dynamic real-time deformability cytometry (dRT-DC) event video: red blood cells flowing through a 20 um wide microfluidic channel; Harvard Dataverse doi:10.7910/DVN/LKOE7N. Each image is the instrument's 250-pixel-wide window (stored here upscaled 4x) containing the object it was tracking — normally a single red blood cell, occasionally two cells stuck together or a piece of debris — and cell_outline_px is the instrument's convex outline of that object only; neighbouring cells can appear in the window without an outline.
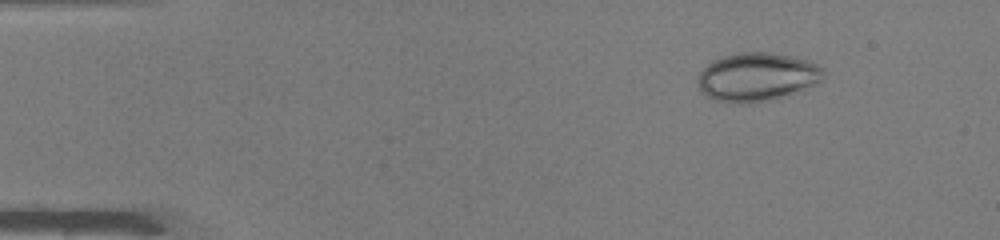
{"species": "common noctule bat (a hibernating species)", "species_latin": "Nyctalus noctula", "temperature_condition": "warm", "stored_images_in_passage": 44, "camera_frame_rate_fps": 3000, "um_per_image_px": 0.085, "animal": {"sex": "male", "body_mass_g": 19.0, "forearm_length_mm": 50.8}, "frame": {"image": 1, "passage_image": 1, "time_ms": 0.0, "image_size_px": [1000, 240], "cell_outline_px": [[824, 76], [816, 84], [752, 104], [736, 104], [716, 100], [708, 96], [700, 88], [696, 80], [696, 76], [708, 64], [720, 56], [736, 52], [768, 52], [792, 56], [808, 60], [824, 68]], "centroid_in_image_um": [64.3, 6.51], "position_along_channel_um": 20.7, "area_um2": 35.26}}
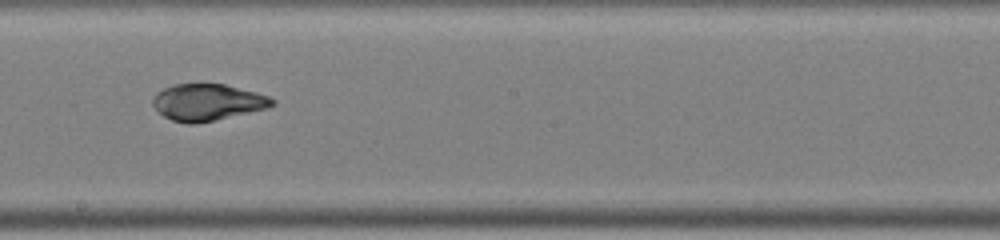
{"frame": {"image": 2, "passage_image": 23, "time_ms": 7.333, "image_size_px": [1000, 240], "cell_outline_px": [[276, 104], [264, 108], [248, 112], [196, 124], [188, 124], [172, 120], [164, 116], [152, 104], [152, 100], [156, 92], [172, 84], [224, 84], [256, 92], [268, 96], [276, 100]], "centroid_in_image_um": [17.61, 8.68], "position_along_channel_um": 230.6, "area_um2": 25.2}}
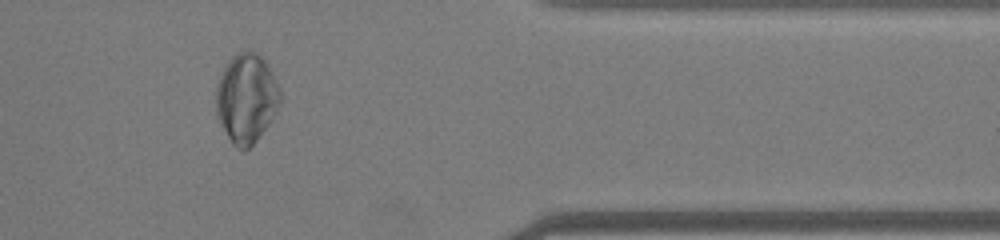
{"frame": {"image": 3, "passage_image": 36, "time_ms": 11.667, "image_size_px": [1000, 240], "cell_outline_px": [[280, 104], [272, 120], [256, 140], [244, 152], [236, 148], [232, 144], [216, 116], [216, 84], [220, 72], [228, 60], [236, 52], [244, 48], [256, 52], [268, 64], [280, 88]], "centroid_in_image_um": [20.93, 8.32], "position_along_channel_um": 390.5, "area_um2": 33.93}, "authors_computed_cell_mechanics": {"area_um2": 29.4491, "velocity_mm_per_s": 4.1053, "shape_relaxation_time_tau1_ms": 5.8823, "shape_relaxation_time_tau2_ms": null, "deformation_change_tau1": 0.2223, "deformation_change_tau2": null}}